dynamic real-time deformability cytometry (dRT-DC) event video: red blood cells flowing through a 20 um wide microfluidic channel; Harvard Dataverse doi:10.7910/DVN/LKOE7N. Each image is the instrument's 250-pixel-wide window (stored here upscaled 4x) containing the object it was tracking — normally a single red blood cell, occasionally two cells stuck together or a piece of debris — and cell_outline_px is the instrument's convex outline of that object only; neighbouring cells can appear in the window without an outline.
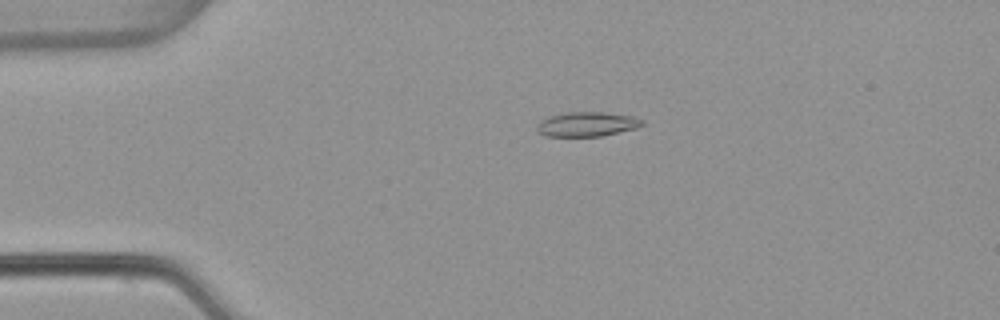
{"species": "common noctule bat (a hibernating species)", "species_latin": "Nyctalus noctula", "temperature_condition": "warm", "stored_images_in_passage": 44, "camera_frame_rate_fps": 3000, "um_per_image_px": 0.085, "animal": {"sex": "female", "body_mass_g": 22.7, "forearm_length_mm": 54.2}, "frame": {"image": 1, "passage_image": 2, "time_ms": 0.333, "image_size_px": [1000, 320], "cell_outline_px": [[644, 124], [636, 128], [600, 136], [544, 136], [536, 128], [536, 124], [540, 120], [548, 116], [568, 112], [604, 112], [632, 116], [644, 120]], "centroid_in_image_um": [49.87, 10.55], "position_along_channel_um": 35.1, "area_um2": 15.03}}
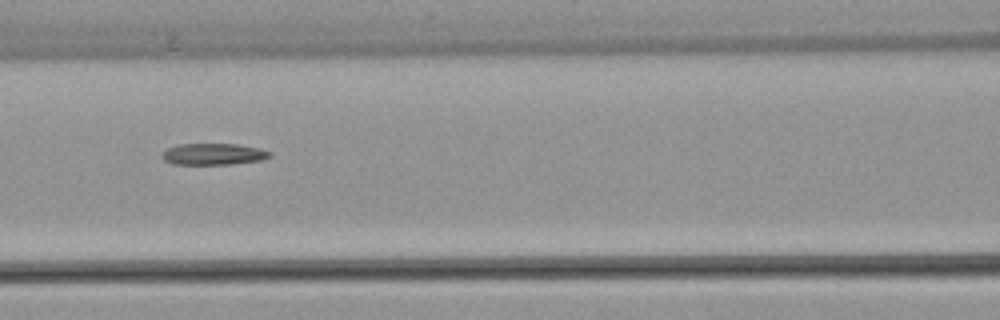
{"frame": {"image": 2, "passage_image": 14, "time_ms": 4.333, "image_size_px": [1000, 320], "cell_outline_px": [[272, 156], [264, 160], [232, 164], [172, 164], [164, 160], [164, 152], [168, 148], [180, 144], [236, 144], [260, 148], [272, 152]], "centroid_in_image_um": [18.23, 13.1], "position_along_channel_um": 148.4, "area_um2": 13.47}}
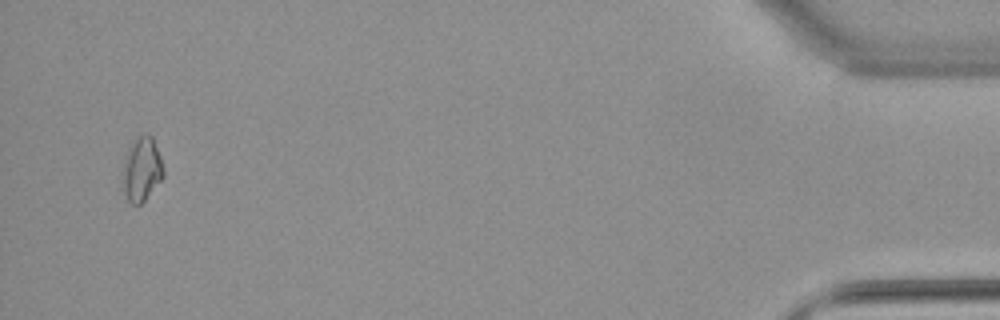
{"frame": {"image": 3, "passage_image": 42, "time_ms": 13.667, "image_size_px": [1000, 320], "cell_outline_px": [[164, 176], [144, 200], [136, 208], [128, 200], [124, 192], [124, 164], [128, 144], [136, 136], [148, 132], [152, 136], [160, 156], [164, 168]], "centroid_in_image_um": [12.06, 14.34], "position_along_channel_um": 423.1, "area_um2": 15.26}}